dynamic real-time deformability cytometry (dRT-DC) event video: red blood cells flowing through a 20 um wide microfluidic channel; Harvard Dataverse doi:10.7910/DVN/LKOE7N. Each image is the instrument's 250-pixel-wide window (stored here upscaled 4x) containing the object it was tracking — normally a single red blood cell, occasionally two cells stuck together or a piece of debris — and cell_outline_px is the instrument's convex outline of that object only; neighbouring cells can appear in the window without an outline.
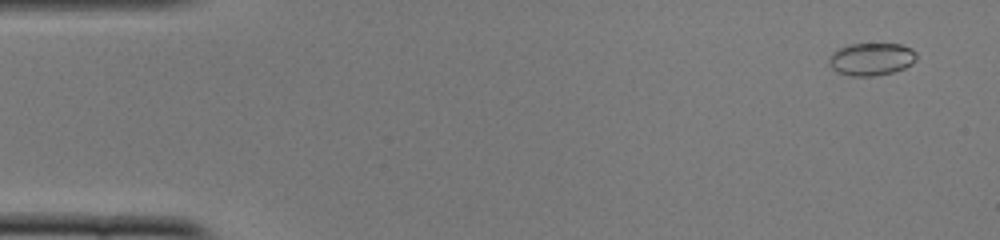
{"species": "common noctule bat (a hibernating species)", "species_latin": "Nyctalus noctula", "temperature_condition": "cold", "stored_images_in_passage": 51, "camera_frame_rate_fps": 3000, "um_per_image_px": 0.085, "animal": {"sex": "female", "body_mass_g": 22.0, "forearm_length_mm": 56.7}, "frame": {"image": 1, "passage_image": 2, "time_ms": 0.333, "image_size_px": [1000, 240], "cell_outline_px": [[916, 60], [912, 64], [904, 68], [892, 72], [872, 76], [852, 76], [836, 72], [828, 64], [832, 52], [848, 44], [900, 44], [912, 48], [916, 52]], "centroid_in_image_um": [74.07, 5.02], "position_along_channel_um": 10.9, "area_um2": 16.65}}
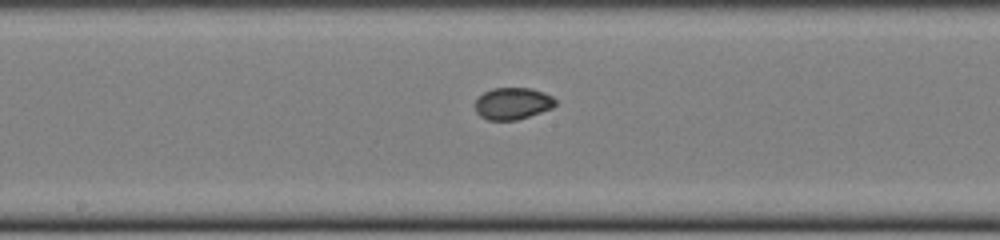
{"frame": {"image": 2, "passage_image": 26, "time_ms": 8.333, "image_size_px": [1000, 240], "cell_outline_px": [[556, 104], [552, 108], [516, 120], [488, 120], [480, 116], [476, 112], [476, 100], [484, 92], [492, 88], [532, 88], [544, 92], [552, 96], [556, 100]], "centroid_in_image_um": [43.58, 8.79], "position_along_channel_um": 204.6, "area_um2": 14.85}}
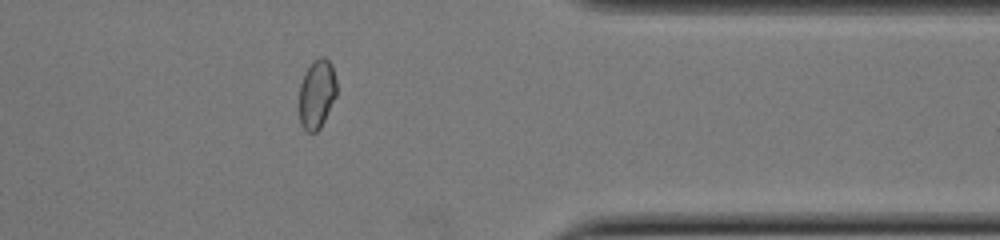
{"frame": {"image": 3, "passage_image": 41, "time_ms": 13.333, "image_size_px": [1000, 240], "cell_outline_px": [[336, 96], [320, 128], [316, 132], [308, 132], [300, 124], [300, 84], [304, 72], [320, 56], [324, 56], [332, 64], [336, 80]], "centroid_in_image_um": [26.94, 7.98], "position_along_channel_um": 384.5, "area_um2": 14.91}}